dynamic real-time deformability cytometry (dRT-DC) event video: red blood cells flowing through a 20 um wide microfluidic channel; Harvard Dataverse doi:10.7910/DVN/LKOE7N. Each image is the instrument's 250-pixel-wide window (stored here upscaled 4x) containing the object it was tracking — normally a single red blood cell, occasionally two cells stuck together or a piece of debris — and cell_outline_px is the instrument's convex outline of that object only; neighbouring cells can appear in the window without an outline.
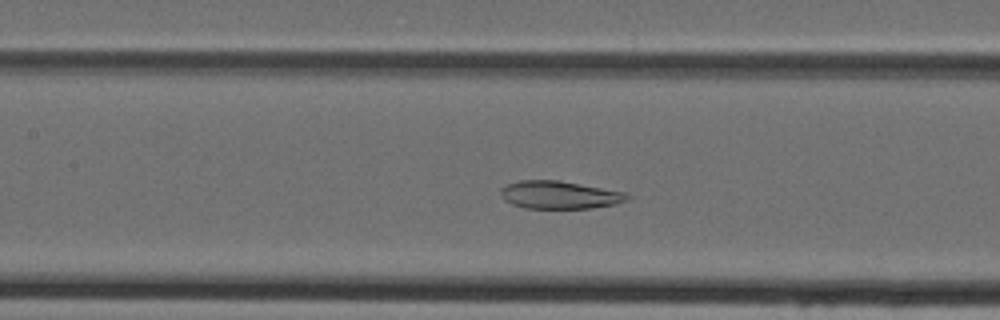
{"species": "Egyptian fruit bat (a non-hibernating species)", "species_latin": "Rousettus aegyptiacus", "temperature_condition": "cold", "stored_images_in_passage": 16, "camera_frame_rate_fps": 3000, "um_per_image_px": 0.085, "animal": {"sex": "female"}, "frame": {"image": 1, "passage_image": 8, "time_ms": 2.333, "image_size_px": [1000, 320], "cell_outline_px": [[632, 196], [628, 200], [616, 204], [592, 208], [524, 208], [512, 204], [504, 200], [500, 192], [500, 188], [508, 184], [520, 180], [556, 180], [628, 192]], "centroid_in_image_um": [47.6, 16.57], "position_along_channel_um": 159.8, "area_um2": 20.63}}
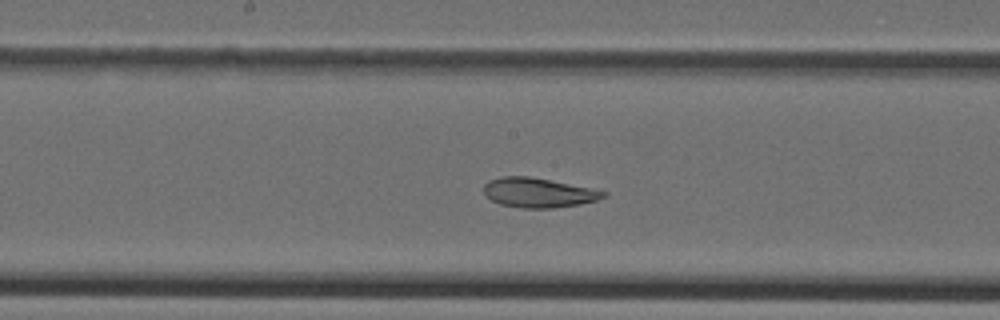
{"frame": {"image": 2, "passage_image": 11, "time_ms": 3.333, "image_size_px": [1000, 320], "cell_outline_px": [[608, 192], [604, 196], [596, 200], [580, 204], [552, 208], [520, 208], [500, 204], [492, 200], [484, 192], [484, 184], [488, 180], [504, 176], [528, 176]], "centroid_in_image_um": [45.71, 16.38], "position_along_channel_um": 202.5, "area_um2": 20.23}}
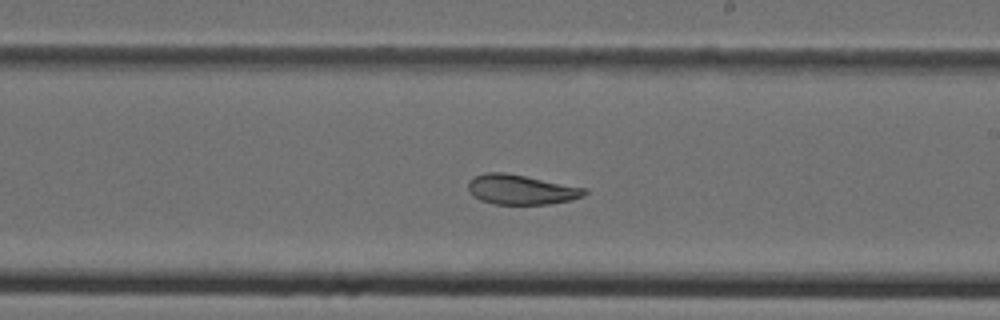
{"frame": {"image": 3, "passage_image": 14, "time_ms": 4.333, "image_size_px": [1000, 320], "cell_outline_px": [[588, 192], [584, 196], [568, 200], [548, 204], [492, 204], [480, 200], [472, 196], [468, 192], [468, 180], [484, 172], [504, 172], [588, 188]], "centroid_in_image_um": [44.26, 16.11], "position_along_channel_um": 244.7, "area_um2": 20.35}}